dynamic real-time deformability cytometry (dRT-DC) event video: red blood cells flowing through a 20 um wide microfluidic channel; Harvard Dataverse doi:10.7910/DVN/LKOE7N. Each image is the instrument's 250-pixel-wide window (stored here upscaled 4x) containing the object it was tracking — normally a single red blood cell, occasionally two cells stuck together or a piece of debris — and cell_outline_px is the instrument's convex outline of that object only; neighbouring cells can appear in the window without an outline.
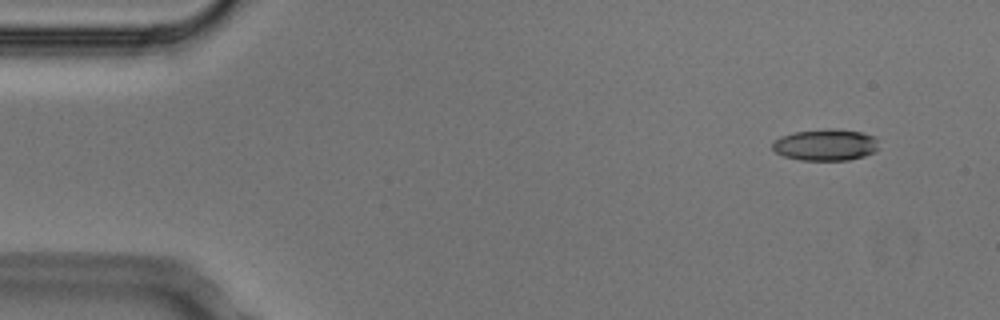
{"species": "Egyptian fruit bat (a non-hibernating species)", "species_latin": "Rousettus aegyptiacus", "temperature_condition": "cold", "stored_images_in_passage": 4, "camera_frame_rate_fps": 3000, "um_per_image_px": 0.085, "animal": {"sex": "male"}, "frame": {"image": 1, "passage_image": 1, "time_ms": 0.0, "image_size_px": [1000, 320], "cell_outline_px": [[880, 148], [864, 156], [848, 160], [800, 160], [784, 156], [776, 152], [772, 148], [772, 144], [780, 136], [796, 132], [828, 128], [836, 128], [860, 132], [876, 136]], "centroid_in_image_um": [70.21, 12.3], "position_along_channel_um": 14.8, "area_um2": 19.65}}
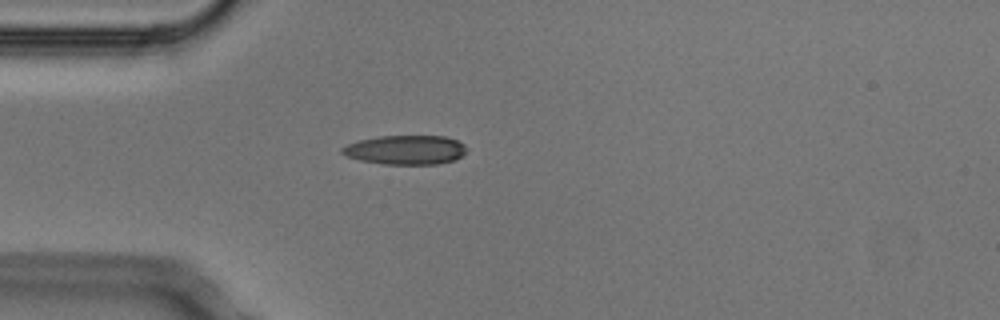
{"frame": {"image": 2, "passage_image": 4, "time_ms": 1.0, "image_size_px": [1000, 320], "cell_outline_px": [[464, 152], [456, 160], [436, 164], [384, 164], [360, 160], [348, 156], [340, 152], [340, 148], [348, 144], [360, 140], [380, 136], [444, 136], [456, 140], [464, 144]], "centroid_in_image_um": [34.45, 12.74], "position_along_channel_um": 50.5, "area_um2": 20.98}}